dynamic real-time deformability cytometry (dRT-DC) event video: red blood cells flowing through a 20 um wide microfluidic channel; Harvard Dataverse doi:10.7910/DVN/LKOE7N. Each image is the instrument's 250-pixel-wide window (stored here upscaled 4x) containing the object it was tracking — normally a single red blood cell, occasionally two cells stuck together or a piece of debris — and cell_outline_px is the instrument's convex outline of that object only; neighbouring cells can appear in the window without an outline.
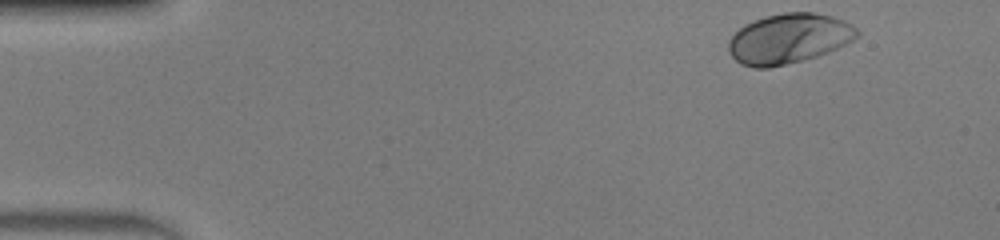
{"species": "human", "species_latin": "Homo sapiens", "temperature_condition": "warm", "stored_images_in_passage": 45, "camera_frame_rate_fps": 3000, "um_per_image_px": 0.085, "donor": {"sex": "male"}, "frame": {"image": 1, "passage_image": 1, "time_ms": 0.0, "image_size_px": [1000, 240], "cell_outline_px": [[860, 36], [828, 52], [804, 60], [768, 68], [752, 68], [740, 64], [728, 52], [728, 40], [744, 24], [768, 16], [784, 12], [816, 12], [832, 16], [844, 20], [852, 24], [860, 32]], "centroid_in_image_um": [67.05, 3.28], "position_along_channel_um": 18.0, "area_um2": 37.51}}
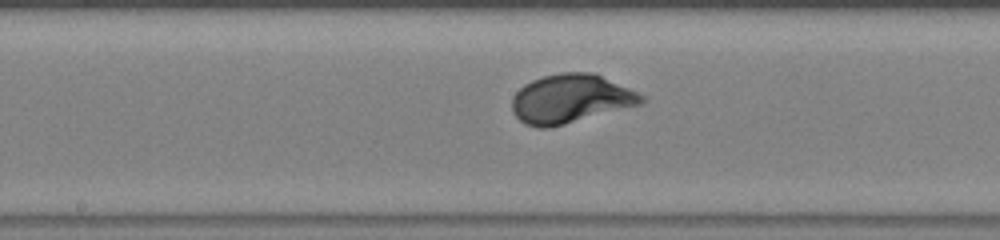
{"frame": {"image": 2, "passage_image": 22, "time_ms": 7.0, "image_size_px": [1000, 240], "cell_outline_px": [[648, 100], [640, 104], [564, 124], [548, 128], [536, 128], [524, 124], [512, 112], [512, 96], [524, 84], [532, 80], [544, 76], [560, 72], [592, 72], [628, 88], [644, 96]], "centroid_in_image_um": [48.45, 8.4], "position_along_channel_um": 199.7, "area_um2": 36.53}}
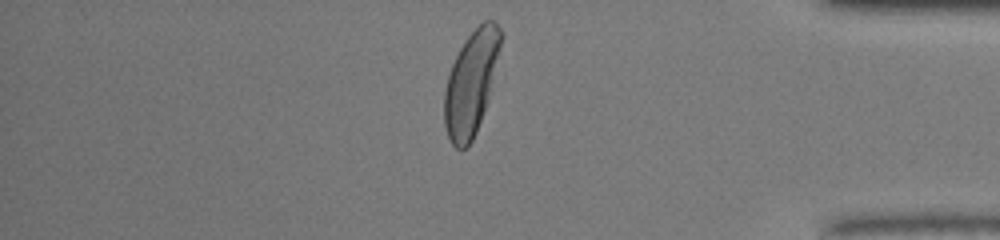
{"frame": {"image": 3, "passage_image": 38, "time_ms": 12.333, "image_size_px": [1000, 240], "cell_outline_px": [[500, 48], [496, 80], [476, 132], [468, 148], [456, 148], [452, 144], [448, 136], [444, 124], [444, 92], [448, 76], [452, 64], [464, 40], [484, 20], [492, 20], [500, 28]], "centroid_in_image_um": [40.06, 7.07], "position_along_channel_um": 395.1, "area_um2": 34.28}, "authors_computed_cell_mechanics": {"area_um2": 36.3562, "velocity_mm_per_s": 4.1725, "shape_relaxation_time_tau1_ms": 2.008, "shape_relaxation_time_tau2_ms": null, "deformation_change_tau1": 0.1727, "deformation_change_tau2": null}}